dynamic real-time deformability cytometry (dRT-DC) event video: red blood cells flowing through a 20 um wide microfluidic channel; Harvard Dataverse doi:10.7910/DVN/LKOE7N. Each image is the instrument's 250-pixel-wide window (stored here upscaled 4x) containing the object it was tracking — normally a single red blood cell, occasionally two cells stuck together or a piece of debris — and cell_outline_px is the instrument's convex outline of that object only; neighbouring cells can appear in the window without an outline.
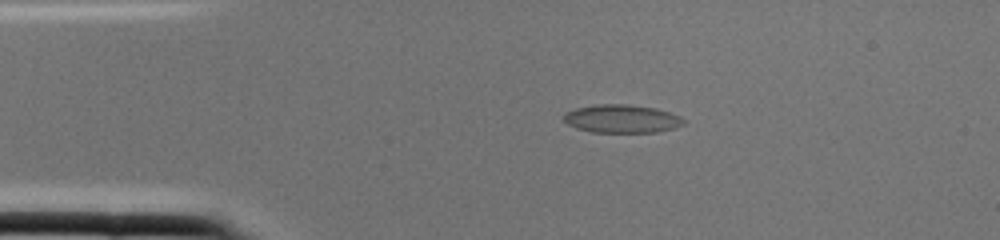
{"species": "common noctule bat (a hibernating species)", "species_latin": "Nyctalus noctula", "temperature_condition": "cold", "stored_images_in_passage": 1, "camera_frame_rate_fps": 3000, "um_per_image_px": 0.085, "animal": {"sex": "female", "body_mass_g": 22.0, "forearm_length_mm": 56.7}, "frame": {"image": 1, "passage_image": 1, "time_ms": 0.0, "image_size_px": [1000, 240], "cell_outline_px": [[684, 124], [676, 128], [656, 132], [592, 132], [576, 128], [568, 124], [564, 120], [564, 112], [576, 108], [596, 104], [628, 104], [656, 108], [680, 116], [684, 120]], "centroid_in_image_um": [52.85, 10.09], "position_along_channel_um": 32.1, "area_um2": 19.77}}